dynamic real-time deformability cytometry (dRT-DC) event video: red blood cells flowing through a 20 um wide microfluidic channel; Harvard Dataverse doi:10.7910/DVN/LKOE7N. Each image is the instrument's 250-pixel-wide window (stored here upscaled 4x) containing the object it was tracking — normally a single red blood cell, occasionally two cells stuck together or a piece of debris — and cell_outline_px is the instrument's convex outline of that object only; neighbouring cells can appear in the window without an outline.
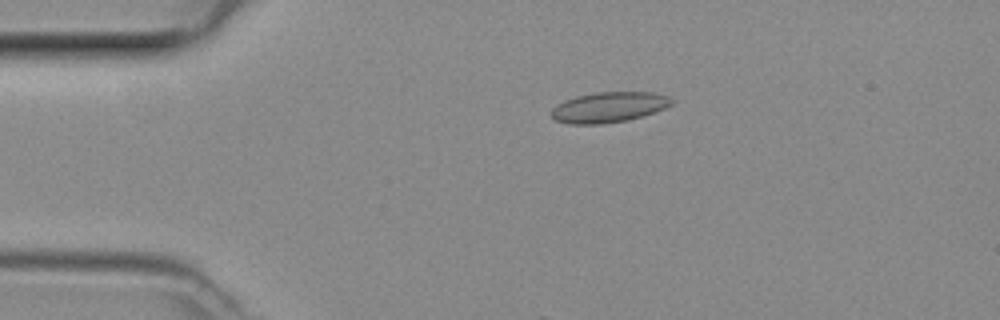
{"species": "common noctule bat (a hibernating species)", "species_latin": "Nyctalus noctula", "temperature_condition": "room temperature", "stored_images_in_passage": 17, "camera_frame_rate_fps": 3000, "um_per_image_px": 0.085, "animal": {"sex": "female", "body_mass_g": 29.2, "forearm_length_mm": 56.3}, "frame": {"image": 1, "passage_image": 3, "time_ms": 0.667, "image_size_px": [1000, 320], "cell_outline_px": [[676, 100], [672, 104], [656, 112], [628, 120], [600, 124], [568, 124], [552, 120], [552, 108], [564, 100], [576, 96], [600, 92], [652, 92], [668, 96]], "centroid_in_image_um": [51.76, 9.12], "position_along_channel_um": 33.2, "area_um2": 21.44}}
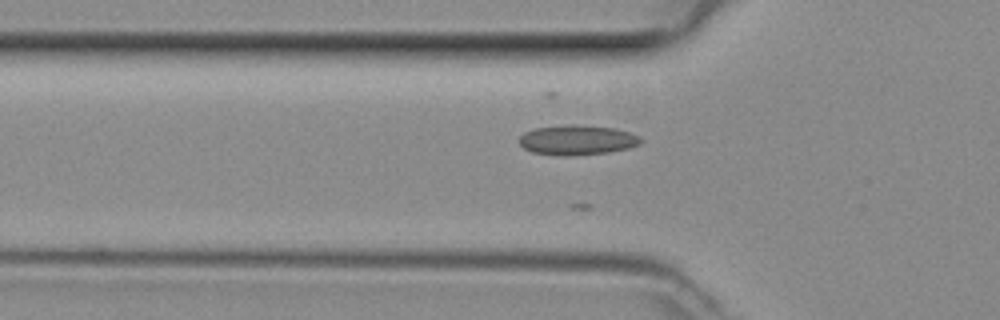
{"frame": {"image": 2, "passage_image": 9, "time_ms": 2.667, "image_size_px": [1000, 320], "cell_outline_px": [[644, 140], [640, 144], [628, 148], [608, 152], [568, 156], [556, 156], [532, 152], [524, 148], [520, 144], [520, 136], [524, 132], [536, 128], [572, 124], [616, 128], [632, 132], [640, 136]], "centroid_in_image_um": [49.1, 11.9], "position_along_channel_um": 76.7, "area_um2": 21.33}}
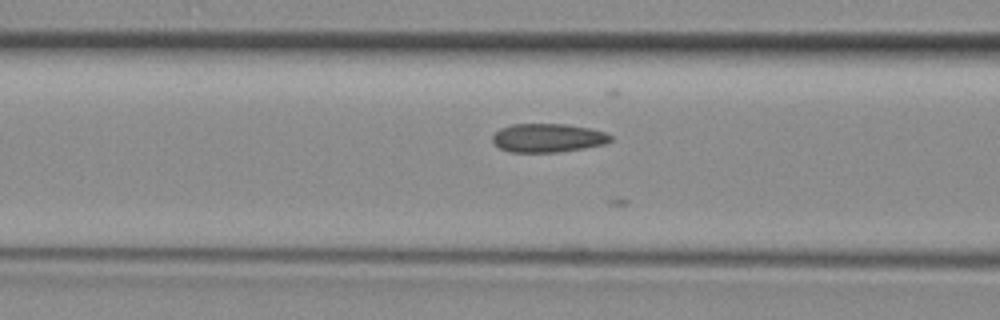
{"frame": {"image": 3, "passage_image": 12, "time_ms": 3.667, "image_size_px": [1000, 320], "cell_outline_px": [[612, 140], [604, 144], [584, 148], [556, 152], [508, 152], [500, 148], [492, 140], [492, 136], [500, 128], [512, 124], [568, 124], [592, 128], [604, 132], [612, 136]], "centroid_in_image_um": [46.57, 11.71], "position_along_channel_um": 120.0, "area_um2": 19.77}}